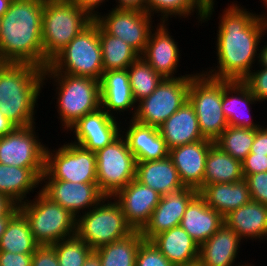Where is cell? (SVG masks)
I'll return each mask as SVG.
<instances>
[{"label": "cell", "instance_id": "obj_1", "mask_svg": "<svg viewBox=\"0 0 267 266\" xmlns=\"http://www.w3.org/2000/svg\"><path fill=\"white\" fill-rule=\"evenodd\" d=\"M238 3H227L218 15L214 38L217 64L201 69L209 77L242 81L259 62L260 44L267 33L265 16Z\"/></svg>", "mask_w": 267, "mask_h": 266}, {"label": "cell", "instance_id": "obj_2", "mask_svg": "<svg viewBox=\"0 0 267 266\" xmlns=\"http://www.w3.org/2000/svg\"><path fill=\"white\" fill-rule=\"evenodd\" d=\"M44 0H12L1 17L0 60L44 69L42 15Z\"/></svg>", "mask_w": 267, "mask_h": 266}, {"label": "cell", "instance_id": "obj_3", "mask_svg": "<svg viewBox=\"0 0 267 266\" xmlns=\"http://www.w3.org/2000/svg\"><path fill=\"white\" fill-rule=\"evenodd\" d=\"M43 73L44 69L29 63L3 62L0 65L1 111L16 127L38 124L35 115L42 89H45Z\"/></svg>", "mask_w": 267, "mask_h": 266}, {"label": "cell", "instance_id": "obj_4", "mask_svg": "<svg viewBox=\"0 0 267 266\" xmlns=\"http://www.w3.org/2000/svg\"><path fill=\"white\" fill-rule=\"evenodd\" d=\"M43 86L51 84L61 133L78 119L101 108L100 81L65 73H43ZM49 80V81H48ZM51 80V81H50ZM57 96V97H56ZM60 120V121H59ZM62 128V129H61Z\"/></svg>", "mask_w": 267, "mask_h": 266}, {"label": "cell", "instance_id": "obj_5", "mask_svg": "<svg viewBox=\"0 0 267 266\" xmlns=\"http://www.w3.org/2000/svg\"><path fill=\"white\" fill-rule=\"evenodd\" d=\"M94 18L69 0H44L42 42L44 69Z\"/></svg>", "mask_w": 267, "mask_h": 266}, {"label": "cell", "instance_id": "obj_6", "mask_svg": "<svg viewBox=\"0 0 267 266\" xmlns=\"http://www.w3.org/2000/svg\"><path fill=\"white\" fill-rule=\"evenodd\" d=\"M103 72L99 25L95 21L76 35L44 69V73H65L99 81Z\"/></svg>", "mask_w": 267, "mask_h": 266}, {"label": "cell", "instance_id": "obj_7", "mask_svg": "<svg viewBox=\"0 0 267 266\" xmlns=\"http://www.w3.org/2000/svg\"><path fill=\"white\" fill-rule=\"evenodd\" d=\"M33 199L18 205L28 220L31 233L39 246L53 245L76 234V217L52 201L41 190Z\"/></svg>", "mask_w": 267, "mask_h": 266}, {"label": "cell", "instance_id": "obj_8", "mask_svg": "<svg viewBox=\"0 0 267 266\" xmlns=\"http://www.w3.org/2000/svg\"><path fill=\"white\" fill-rule=\"evenodd\" d=\"M134 231L119 203L109 196L76 218L75 235L93 250L123 239Z\"/></svg>", "mask_w": 267, "mask_h": 266}, {"label": "cell", "instance_id": "obj_9", "mask_svg": "<svg viewBox=\"0 0 267 266\" xmlns=\"http://www.w3.org/2000/svg\"><path fill=\"white\" fill-rule=\"evenodd\" d=\"M223 80L199 70L190 81L188 100L193 105L204 139L215 142L228 127L222 110Z\"/></svg>", "mask_w": 267, "mask_h": 266}, {"label": "cell", "instance_id": "obj_10", "mask_svg": "<svg viewBox=\"0 0 267 266\" xmlns=\"http://www.w3.org/2000/svg\"><path fill=\"white\" fill-rule=\"evenodd\" d=\"M95 153L97 184L105 196L113 197L136 179L137 162L122 134Z\"/></svg>", "mask_w": 267, "mask_h": 266}, {"label": "cell", "instance_id": "obj_11", "mask_svg": "<svg viewBox=\"0 0 267 266\" xmlns=\"http://www.w3.org/2000/svg\"><path fill=\"white\" fill-rule=\"evenodd\" d=\"M47 145L45 171L55 180L97 183L96 153L75 143ZM53 147V149L51 148ZM55 148V149H54Z\"/></svg>", "mask_w": 267, "mask_h": 266}, {"label": "cell", "instance_id": "obj_12", "mask_svg": "<svg viewBox=\"0 0 267 266\" xmlns=\"http://www.w3.org/2000/svg\"><path fill=\"white\" fill-rule=\"evenodd\" d=\"M192 77L164 78L153 93L136 103V112L132 119L158 128L188 101Z\"/></svg>", "mask_w": 267, "mask_h": 266}, {"label": "cell", "instance_id": "obj_13", "mask_svg": "<svg viewBox=\"0 0 267 266\" xmlns=\"http://www.w3.org/2000/svg\"><path fill=\"white\" fill-rule=\"evenodd\" d=\"M106 12H99L94 21L106 33L122 39L141 55L152 29L156 26L155 19L147 12L137 9L111 8Z\"/></svg>", "mask_w": 267, "mask_h": 266}, {"label": "cell", "instance_id": "obj_14", "mask_svg": "<svg viewBox=\"0 0 267 266\" xmlns=\"http://www.w3.org/2000/svg\"><path fill=\"white\" fill-rule=\"evenodd\" d=\"M38 129L36 124L16 127L11 133L0 136V163L16 167H45L48 144L42 142L43 138L36 132Z\"/></svg>", "mask_w": 267, "mask_h": 266}, {"label": "cell", "instance_id": "obj_15", "mask_svg": "<svg viewBox=\"0 0 267 266\" xmlns=\"http://www.w3.org/2000/svg\"><path fill=\"white\" fill-rule=\"evenodd\" d=\"M41 191L52 201L69 210L76 218L106 197L99 190L97 183L55 180L46 171L41 177Z\"/></svg>", "mask_w": 267, "mask_h": 266}, {"label": "cell", "instance_id": "obj_16", "mask_svg": "<svg viewBox=\"0 0 267 266\" xmlns=\"http://www.w3.org/2000/svg\"><path fill=\"white\" fill-rule=\"evenodd\" d=\"M169 24L170 22L158 23L157 21V25L150 33L145 50L140 56L163 78L194 76L198 70L185 75L178 73V67L182 62L180 61L182 50L179 49L178 42L170 33Z\"/></svg>", "mask_w": 267, "mask_h": 266}, {"label": "cell", "instance_id": "obj_17", "mask_svg": "<svg viewBox=\"0 0 267 266\" xmlns=\"http://www.w3.org/2000/svg\"><path fill=\"white\" fill-rule=\"evenodd\" d=\"M121 124L122 120L109 115L100 108L78 119L65 133L70 135L73 132L72 143L97 152L121 134Z\"/></svg>", "mask_w": 267, "mask_h": 266}, {"label": "cell", "instance_id": "obj_18", "mask_svg": "<svg viewBox=\"0 0 267 266\" xmlns=\"http://www.w3.org/2000/svg\"><path fill=\"white\" fill-rule=\"evenodd\" d=\"M198 193L199 191L184 186L161 196L159 204L152 212L149 222L141 230L143 239L150 241L157 234L172 227L180 226L189 202Z\"/></svg>", "mask_w": 267, "mask_h": 266}, {"label": "cell", "instance_id": "obj_19", "mask_svg": "<svg viewBox=\"0 0 267 266\" xmlns=\"http://www.w3.org/2000/svg\"><path fill=\"white\" fill-rule=\"evenodd\" d=\"M113 198L119 203L127 222L134 230H142L159 204L161 195L136 179L120 189Z\"/></svg>", "mask_w": 267, "mask_h": 266}, {"label": "cell", "instance_id": "obj_20", "mask_svg": "<svg viewBox=\"0 0 267 266\" xmlns=\"http://www.w3.org/2000/svg\"><path fill=\"white\" fill-rule=\"evenodd\" d=\"M100 91L101 108L109 115L120 120H124L127 113L131 116H126V119L134 117L136 102L132 96L127 69L103 72Z\"/></svg>", "mask_w": 267, "mask_h": 266}, {"label": "cell", "instance_id": "obj_21", "mask_svg": "<svg viewBox=\"0 0 267 266\" xmlns=\"http://www.w3.org/2000/svg\"><path fill=\"white\" fill-rule=\"evenodd\" d=\"M243 243L244 241L237 233L223 223L209 239L199 246L197 266H245L249 264L248 260L247 262L238 261L240 260L238 253H241Z\"/></svg>", "mask_w": 267, "mask_h": 266}, {"label": "cell", "instance_id": "obj_22", "mask_svg": "<svg viewBox=\"0 0 267 266\" xmlns=\"http://www.w3.org/2000/svg\"><path fill=\"white\" fill-rule=\"evenodd\" d=\"M214 144V142L204 139L169 150V157L184 186L197 191L203 187L206 157Z\"/></svg>", "mask_w": 267, "mask_h": 266}, {"label": "cell", "instance_id": "obj_23", "mask_svg": "<svg viewBox=\"0 0 267 266\" xmlns=\"http://www.w3.org/2000/svg\"><path fill=\"white\" fill-rule=\"evenodd\" d=\"M257 102L243 81L223 80L222 110L228 121V126L247 129L260 128L261 122L253 118L255 117L254 114L251 115L253 113L251 111L252 105L260 104Z\"/></svg>", "mask_w": 267, "mask_h": 266}, {"label": "cell", "instance_id": "obj_24", "mask_svg": "<svg viewBox=\"0 0 267 266\" xmlns=\"http://www.w3.org/2000/svg\"><path fill=\"white\" fill-rule=\"evenodd\" d=\"M124 120L121 124V134L136 162L161 160L169 156V149L157 127L139 123L131 118Z\"/></svg>", "mask_w": 267, "mask_h": 266}, {"label": "cell", "instance_id": "obj_25", "mask_svg": "<svg viewBox=\"0 0 267 266\" xmlns=\"http://www.w3.org/2000/svg\"><path fill=\"white\" fill-rule=\"evenodd\" d=\"M44 172L45 167H16L0 163V194L20 205L30 200L31 193L41 190ZM36 189L38 190L34 191Z\"/></svg>", "mask_w": 267, "mask_h": 266}, {"label": "cell", "instance_id": "obj_26", "mask_svg": "<svg viewBox=\"0 0 267 266\" xmlns=\"http://www.w3.org/2000/svg\"><path fill=\"white\" fill-rule=\"evenodd\" d=\"M224 223L245 243L267 241V205L251 200L226 215Z\"/></svg>", "mask_w": 267, "mask_h": 266}, {"label": "cell", "instance_id": "obj_27", "mask_svg": "<svg viewBox=\"0 0 267 266\" xmlns=\"http://www.w3.org/2000/svg\"><path fill=\"white\" fill-rule=\"evenodd\" d=\"M150 241L174 266L198 263L199 245L181 226L163 231Z\"/></svg>", "mask_w": 267, "mask_h": 266}, {"label": "cell", "instance_id": "obj_28", "mask_svg": "<svg viewBox=\"0 0 267 266\" xmlns=\"http://www.w3.org/2000/svg\"><path fill=\"white\" fill-rule=\"evenodd\" d=\"M224 223V217L206 204L198 193L188 204L180 226L200 246Z\"/></svg>", "mask_w": 267, "mask_h": 266}, {"label": "cell", "instance_id": "obj_29", "mask_svg": "<svg viewBox=\"0 0 267 266\" xmlns=\"http://www.w3.org/2000/svg\"><path fill=\"white\" fill-rule=\"evenodd\" d=\"M158 129L169 150L204 140L199 129L195 109L189 100L164 121Z\"/></svg>", "mask_w": 267, "mask_h": 266}, {"label": "cell", "instance_id": "obj_30", "mask_svg": "<svg viewBox=\"0 0 267 266\" xmlns=\"http://www.w3.org/2000/svg\"><path fill=\"white\" fill-rule=\"evenodd\" d=\"M199 194L205 199L208 206L223 217L251 201L250 191L244 178L233 183L204 185L199 190Z\"/></svg>", "mask_w": 267, "mask_h": 266}, {"label": "cell", "instance_id": "obj_31", "mask_svg": "<svg viewBox=\"0 0 267 266\" xmlns=\"http://www.w3.org/2000/svg\"><path fill=\"white\" fill-rule=\"evenodd\" d=\"M136 180L161 196L184 187L169 156L161 160L137 162Z\"/></svg>", "mask_w": 267, "mask_h": 266}, {"label": "cell", "instance_id": "obj_32", "mask_svg": "<svg viewBox=\"0 0 267 266\" xmlns=\"http://www.w3.org/2000/svg\"><path fill=\"white\" fill-rule=\"evenodd\" d=\"M146 12L153 18L157 15L158 22L172 21V17L178 18L179 22L185 18L189 20L192 19L189 17H193L196 13L195 22L198 23L195 25L201 26L206 14V5L202 0H146Z\"/></svg>", "mask_w": 267, "mask_h": 266}, {"label": "cell", "instance_id": "obj_33", "mask_svg": "<svg viewBox=\"0 0 267 266\" xmlns=\"http://www.w3.org/2000/svg\"><path fill=\"white\" fill-rule=\"evenodd\" d=\"M242 179L241 162L214 144L206 157L203 186L214 183H233Z\"/></svg>", "mask_w": 267, "mask_h": 266}, {"label": "cell", "instance_id": "obj_34", "mask_svg": "<svg viewBox=\"0 0 267 266\" xmlns=\"http://www.w3.org/2000/svg\"><path fill=\"white\" fill-rule=\"evenodd\" d=\"M144 241L141 230H135L127 237L103 245L94 250L101 266H135L136 254Z\"/></svg>", "mask_w": 267, "mask_h": 266}, {"label": "cell", "instance_id": "obj_35", "mask_svg": "<svg viewBox=\"0 0 267 266\" xmlns=\"http://www.w3.org/2000/svg\"><path fill=\"white\" fill-rule=\"evenodd\" d=\"M99 40L102 49L103 71L126 70L140 54L129 44L111 36L99 26Z\"/></svg>", "mask_w": 267, "mask_h": 266}, {"label": "cell", "instance_id": "obj_36", "mask_svg": "<svg viewBox=\"0 0 267 266\" xmlns=\"http://www.w3.org/2000/svg\"><path fill=\"white\" fill-rule=\"evenodd\" d=\"M39 245L31 233L28 220L18 211L8 222L0 239V251L33 254Z\"/></svg>", "mask_w": 267, "mask_h": 266}, {"label": "cell", "instance_id": "obj_37", "mask_svg": "<svg viewBox=\"0 0 267 266\" xmlns=\"http://www.w3.org/2000/svg\"><path fill=\"white\" fill-rule=\"evenodd\" d=\"M127 72L136 103L153 93L164 79L141 56L127 68Z\"/></svg>", "mask_w": 267, "mask_h": 266}, {"label": "cell", "instance_id": "obj_38", "mask_svg": "<svg viewBox=\"0 0 267 266\" xmlns=\"http://www.w3.org/2000/svg\"><path fill=\"white\" fill-rule=\"evenodd\" d=\"M256 129L228 126L214 142L223 152L242 162L250 153Z\"/></svg>", "mask_w": 267, "mask_h": 266}, {"label": "cell", "instance_id": "obj_39", "mask_svg": "<svg viewBox=\"0 0 267 266\" xmlns=\"http://www.w3.org/2000/svg\"><path fill=\"white\" fill-rule=\"evenodd\" d=\"M55 248L60 266H83L88 256L94 251L76 235L52 245Z\"/></svg>", "mask_w": 267, "mask_h": 266}, {"label": "cell", "instance_id": "obj_40", "mask_svg": "<svg viewBox=\"0 0 267 266\" xmlns=\"http://www.w3.org/2000/svg\"><path fill=\"white\" fill-rule=\"evenodd\" d=\"M256 66L242 81L248 86L257 101L263 104L267 101V68L259 64Z\"/></svg>", "mask_w": 267, "mask_h": 266}, {"label": "cell", "instance_id": "obj_41", "mask_svg": "<svg viewBox=\"0 0 267 266\" xmlns=\"http://www.w3.org/2000/svg\"><path fill=\"white\" fill-rule=\"evenodd\" d=\"M135 266H174L152 243L144 240L137 251Z\"/></svg>", "mask_w": 267, "mask_h": 266}, {"label": "cell", "instance_id": "obj_42", "mask_svg": "<svg viewBox=\"0 0 267 266\" xmlns=\"http://www.w3.org/2000/svg\"><path fill=\"white\" fill-rule=\"evenodd\" d=\"M251 200L267 205V172L251 174L245 178Z\"/></svg>", "mask_w": 267, "mask_h": 266}, {"label": "cell", "instance_id": "obj_43", "mask_svg": "<svg viewBox=\"0 0 267 266\" xmlns=\"http://www.w3.org/2000/svg\"><path fill=\"white\" fill-rule=\"evenodd\" d=\"M241 165L244 179L251 174L267 172V155L249 153Z\"/></svg>", "mask_w": 267, "mask_h": 266}, {"label": "cell", "instance_id": "obj_44", "mask_svg": "<svg viewBox=\"0 0 267 266\" xmlns=\"http://www.w3.org/2000/svg\"><path fill=\"white\" fill-rule=\"evenodd\" d=\"M31 266H60L52 245L38 246L32 256Z\"/></svg>", "mask_w": 267, "mask_h": 266}, {"label": "cell", "instance_id": "obj_45", "mask_svg": "<svg viewBox=\"0 0 267 266\" xmlns=\"http://www.w3.org/2000/svg\"><path fill=\"white\" fill-rule=\"evenodd\" d=\"M33 254L0 251V266H31Z\"/></svg>", "mask_w": 267, "mask_h": 266}, {"label": "cell", "instance_id": "obj_46", "mask_svg": "<svg viewBox=\"0 0 267 266\" xmlns=\"http://www.w3.org/2000/svg\"><path fill=\"white\" fill-rule=\"evenodd\" d=\"M262 122V126L256 129L250 153L267 155V125H265L264 121Z\"/></svg>", "mask_w": 267, "mask_h": 266}, {"label": "cell", "instance_id": "obj_47", "mask_svg": "<svg viewBox=\"0 0 267 266\" xmlns=\"http://www.w3.org/2000/svg\"><path fill=\"white\" fill-rule=\"evenodd\" d=\"M75 3L79 8L87 11L93 18H95L99 14V9L103 10V5L105 7V3L109 2V0H69Z\"/></svg>", "mask_w": 267, "mask_h": 266}, {"label": "cell", "instance_id": "obj_48", "mask_svg": "<svg viewBox=\"0 0 267 266\" xmlns=\"http://www.w3.org/2000/svg\"><path fill=\"white\" fill-rule=\"evenodd\" d=\"M114 1H115V4L112 5V8L137 9V10L146 12V0H113L112 2Z\"/></svg>", "mask_w": 267, "mask_h": 266}, {"label": "cell", "instance_id": "obj_49", "mask_svg": "<svg viewBox=\"0 0 267 266\" xmlns=\"http://www.w3.org/2000/svg\"><path fill=\"white\" fill-rule=\"evenodd\" d=\"M16 126L5 116L0 107V136L11 133Z\"/></svg>", "mask_w": 267, "mask_h": 266}, {"label": "cell", "instance_id": "obj_50", "mask_svg": "<svg viewBox=\"0 0 267 266\" xmlns=\"http://www.w3.org/2000/svg\"><path fill=\"white\" fill-rule=\"evenodd\" d=\"M16 205L8 196L0 194V216H6Z\"/></svg>", "mask_w": 267, "mask_h": 266}, {"label": "cell", "instance_id": "obj_51", "mask_svg": "<svg viewBox=\"0 0 267 266\" xmlns=\"http://www.w3.org/2000/svg\"><path fill=\"white\" fill-rule=\"evenodd\" d=\"M202 2L206 5V14L203 18L202 24L208 23V21H210L211 17L213 16V14L215 13V9L217 7V1L216 0H202ZM216 5V6H215Z\"/></svg>", "mask_w": 267, "mask_h": 266}, {"label": "cell", "instance_id": "obj_52", "mask_svg": "<svg viewBox=\"0 0 267 266\" xmlns=\"http://www.w3.org/2000/svg\"><path fill=\"white\" fill-rule=\"evenodd\" d=\"M19 211L18 205H16L6 216H0V239L8 226L9 220Z\"/></svg>", "mask_w": 267, "mask_h": 266}, {"label": "cell", "instance_id": "obj_53", "mask_svg": "<svg viewBox=\"0 0 267 266\" xmlns=\"http://www.w3.org/2000/svg\"><path fill=\"white\" fill-rule=\"evenodd\" d=\"M266 37L267 34L264 35L260 44L259 62H258V64L264 68H267V41L265 39Z\"/></svg>", "mask_w": 267, "mask_h": 266}, {"label": "cell", "instance_id": "obj_54", "mask_svg": "<svg viewBox=\"0 0 267 266\" xmlns=\"http://www.w3.org/2000/svg\"><path fill=\"white\" fill-rule=\"evenodd\" d=\"M83 266H101L99 256L93 251L86 259Z\"/></svg>", "mask_w": 267, "mask_h": 266}, {"label": "cell", "instance_id": "obj_55", "mask_svg": "<svg viewBox=\"0 0 267 266\" xmlns=\"http://www.w3.org/2000/svg\"><path fill=\"white\" fill-rule=\"evenodd\" d=\"M12 0H0V17H2L9 8Z\"/></svg>", "mask_w": 267, "mask_h": 266}, {"label": "cell", "instance_id": "obj_56", "mask_svg": "<svg viewBox=\"0 0 267 266\" xmlns=\"http://www.w3.org/2000/svg\"><path fill=\"white\" fill-rule=\"evenodd\" d=\"M260 1V0H259ZM259 3H262V5L261 6H263L262 8H264V11H265V9H266V11L264 12V11H261V15L262 16H265L266 14H267V0H261Z\"/></svg>", "mask_w": 267, "mask_h": 266}]
</instances>
